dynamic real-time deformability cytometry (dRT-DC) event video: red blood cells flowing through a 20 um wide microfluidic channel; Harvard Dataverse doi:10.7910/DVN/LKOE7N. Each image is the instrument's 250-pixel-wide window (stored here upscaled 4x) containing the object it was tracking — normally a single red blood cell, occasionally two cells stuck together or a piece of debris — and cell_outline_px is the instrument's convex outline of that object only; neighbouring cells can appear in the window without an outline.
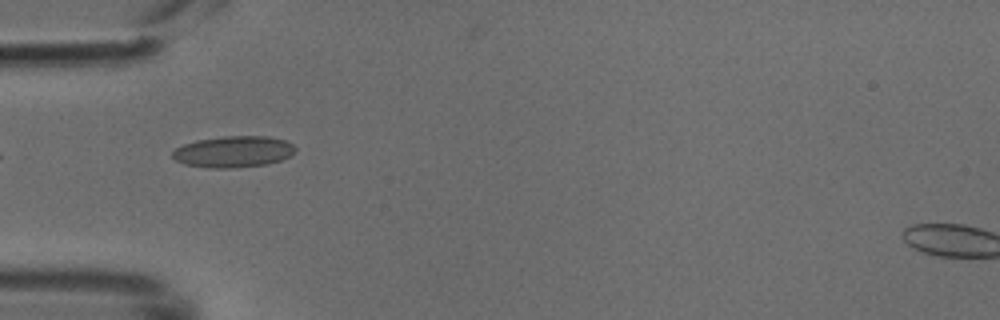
{"species": "common noctule bat (a hibernating species)", "species_latin": "Nyctalus noctula", "temperature_condition": "cold", "stored_images_in_passage": 4, "camera_frame_rate_fps": 3000, "um_per_image_px": 0.085, "animal": {"sex": "male", "body_mass_g": 18.8}, "frame": {"image": 1, "passage_image": 1, "time_ms": 0.0, "image_size_px": [1000, 320], "cell_outline_px": [[296, 152], [280, 160], [268, 164], [232, 168], [208, 168], [184, 164], [176, 160], [172, 156], [172, 152], [176, 148], [184, 144], [196, 140], [224, 136], [268, 136], [288, 140], [296, 148]], "centroid_in_image_um": [19.86, 12.89], "position_along_channel_um": 65.1, "area_um2": 22.6}}